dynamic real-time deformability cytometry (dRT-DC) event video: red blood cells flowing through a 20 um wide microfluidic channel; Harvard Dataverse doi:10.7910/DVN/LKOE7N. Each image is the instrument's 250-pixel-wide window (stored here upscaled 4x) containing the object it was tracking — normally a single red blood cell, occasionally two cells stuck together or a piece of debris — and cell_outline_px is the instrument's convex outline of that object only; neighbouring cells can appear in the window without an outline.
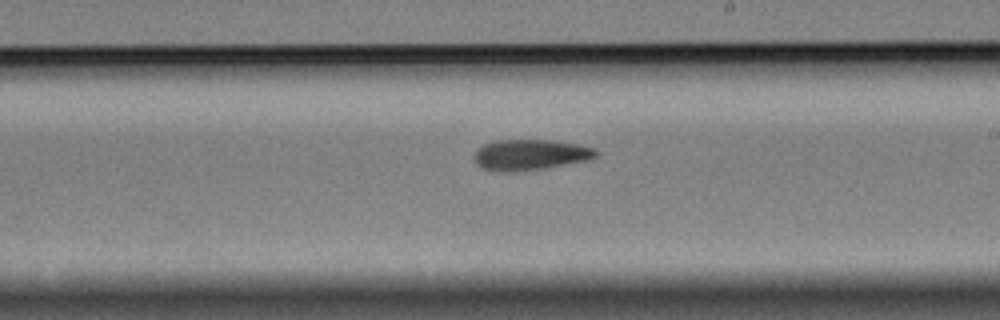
{"species": "Egyptian fruit bat (a non-hibernating species)", "species_latin": "Rousettus aegyptiacus", "temperature_condition": "cold", "stored_images_in_passage": 9, "segment_of_instrument_passage": [2, 2], "camera_frame_rate_fps": 3000, "um_per_image_px": 0.085, "animal": {"sex": "female"}, "frame": {"image": 1, "passage_image": 9, "time_ms": 9.333, "image_size_px": [1000, 320], "cell_outline_px": [[600, 152], [596, 156], [588, 160], [540, 168], [484, 168], [476, 164], [476, 148], [492, 140], [552, 140], [580, 144], [596, 148]], "centroid_in_image_um": [45.17, 13.07], "position_along_channel_um": 243.8, "area_um2": 20.75}}